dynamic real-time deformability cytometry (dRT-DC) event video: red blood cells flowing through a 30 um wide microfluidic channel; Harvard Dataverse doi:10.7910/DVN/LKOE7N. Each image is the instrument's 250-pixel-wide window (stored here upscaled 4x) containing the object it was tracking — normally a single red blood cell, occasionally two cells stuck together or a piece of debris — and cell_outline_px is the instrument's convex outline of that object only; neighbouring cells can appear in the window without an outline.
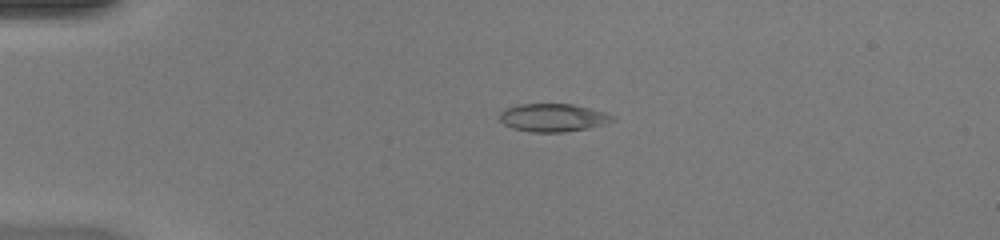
{"species": "common noctule bat (a hibernating species)", "species_latin": "Nyctalus noctula", "temperature_condition": "warm", "stored_images_in_passage": 47, "camera_frame_rate_fps": 3000, "um_per_image_px": 0.085, "animal": {"sex": "female", "body_mass_g": 20.0, "forearm_length_mm": 54.0}, "frame": {"image": 1, "passage_image": 10, "time_ms": 3.0, "image_size_px": [1000, 240], "cell_outline_px": [[616, 120], [604, 124], [588, 128], [564, 132], [528, 132], [512, 128], [504, 124], [500, 120], [500, 112], [504, 108], [520, 104], [572, 104], [608, 112], [616, 116]], "centroid_in_image_um": [47.03, 10.0], "position_along_channel_um": 38.0, "area_um2": 18.67}}
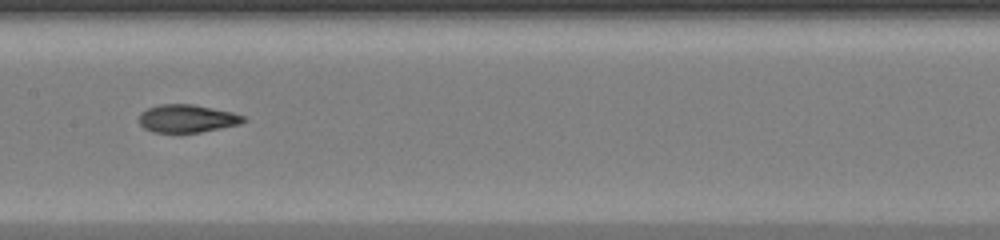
{"frame": {"image": 2, "passage_image": 24, "time_ms": 7.667, "image_size_px": [1000, 240], "cell_outline_px": [[248, 120], [240, 124], [200, 132], [152, 132], [144, 128], [140, 124], [140, 112], [148, 108], [160, 104], [192, 104], [232, 112], [244, 116]], "centroid_in_image_um": [15.91, 10.07], "position_along_channel_um": 191.5, "area_um2": 16.88}}
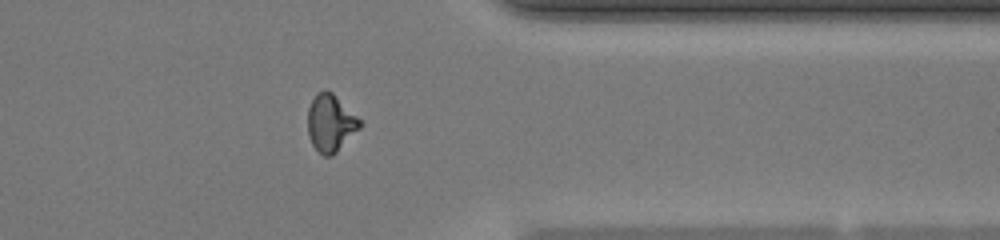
{"frame": {"image": 3, "passage_image": 38, "time_ms": 12.333, "image_size_px": [1000, 240], "cell_outline_px": [[364, 124], [332, 156], [324, 156], [312, 144], [308, 136], [308, 108], [316, 92], [324, 88], [332, 92]], "centroid_in_image_um": [28.08, 10.44], "position_along_channel_um": 383.3, "area_um2": 17.28}, "authors_computed_cell_mechanics": {"area_um2": 17.5134, "velocity_mm_per_s": 4.2773, "shape_relaxation_time_tau1_ms": null, "shape_relaxation_time_tau2_ms": 1.3048, "deformation_change_tau1": null, "deformation_change_tau2": 0.0766}}